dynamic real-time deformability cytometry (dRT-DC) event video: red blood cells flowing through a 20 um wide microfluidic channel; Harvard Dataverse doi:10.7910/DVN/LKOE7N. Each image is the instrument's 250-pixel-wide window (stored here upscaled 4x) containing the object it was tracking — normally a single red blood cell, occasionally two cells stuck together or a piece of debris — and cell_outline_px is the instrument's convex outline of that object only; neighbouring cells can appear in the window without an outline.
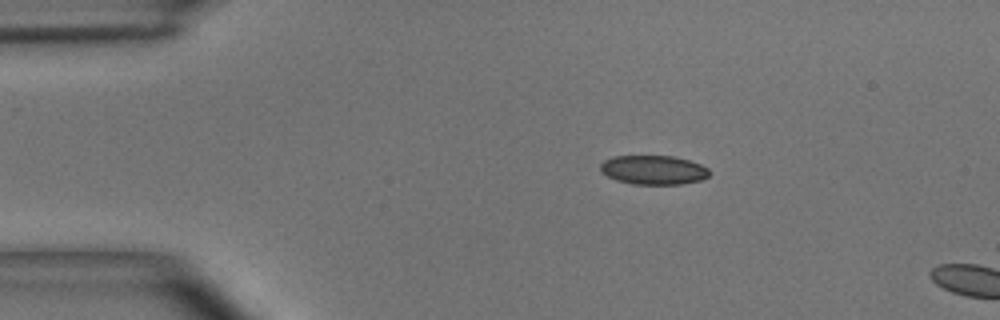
{"species": "common noctule bat (a hibernating species)", "species_latin": "Nyctalus noctula", "temperature_condition": "room temperature", "stored_images_in_passage": 2, "camera_frame_rate_fps": 3000, "um_per_image_px": 0.085, "animal": {"sex": "male", "body_mass_g": 15.6}, "frame": {"image": 1, "passage_image": 1, "time_ms": 0.0, "image_size_px": [1000, 320], "cell_outline_px": [[712, 172], [708, 176], [700, 180], [680, 184], [632, 184], [616, 180], [600, 172], [600, 164], [604, 160], [612, 156], [672, 156], [688, 160], [700, 164], [708, 168]], "centroid_in_image_um": [55.53, 14.44], "position_along_channel_um": 29.5, "area_um2": 18.55}}